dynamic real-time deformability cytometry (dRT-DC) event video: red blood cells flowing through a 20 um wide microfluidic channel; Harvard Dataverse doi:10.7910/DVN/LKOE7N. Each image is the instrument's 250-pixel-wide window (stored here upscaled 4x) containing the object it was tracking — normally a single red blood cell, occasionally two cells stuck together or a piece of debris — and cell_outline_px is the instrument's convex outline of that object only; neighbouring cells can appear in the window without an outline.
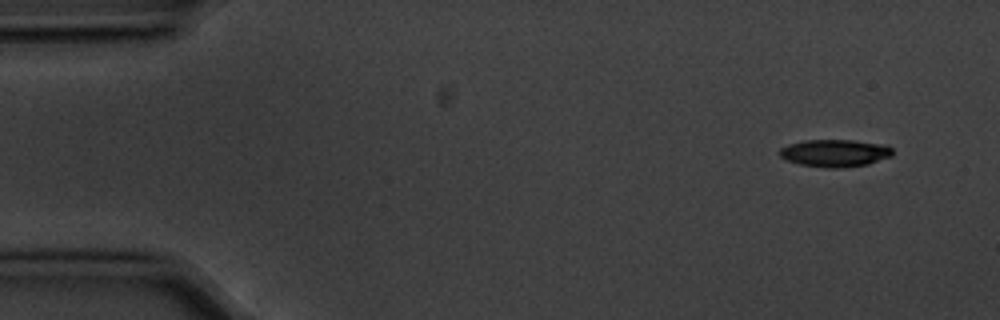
{"species": "common noctule bat (a hibernating species)", "species_latin": "Nyctalus noctula", "temperature_condition": "cold", "stored_images_in_passage": 15, "camera_frame_rate_fps": 3000, "um_per_image_px": 0.085, "animal": {"sex": "male", "body_mass_g": 20.1, "forearm_length_mm": 53.5}, "frame": {"image": 1, "passage_image": 1, "time_ms": 0.0, "image_size_px": [1000, 320], "cell_outline_px": [[892, 156], [868, 164], [840, 168], [828, 168], [800, 164], [788, 160], [780, 156], [780, 148], [788, 144], [804, 140], [852, 140], [888, 144], [892, 148]], "centroid_in_image_um": [71.0, 13.0], "position_along_channel_um": 14.0, "area_um2": 18.09}}